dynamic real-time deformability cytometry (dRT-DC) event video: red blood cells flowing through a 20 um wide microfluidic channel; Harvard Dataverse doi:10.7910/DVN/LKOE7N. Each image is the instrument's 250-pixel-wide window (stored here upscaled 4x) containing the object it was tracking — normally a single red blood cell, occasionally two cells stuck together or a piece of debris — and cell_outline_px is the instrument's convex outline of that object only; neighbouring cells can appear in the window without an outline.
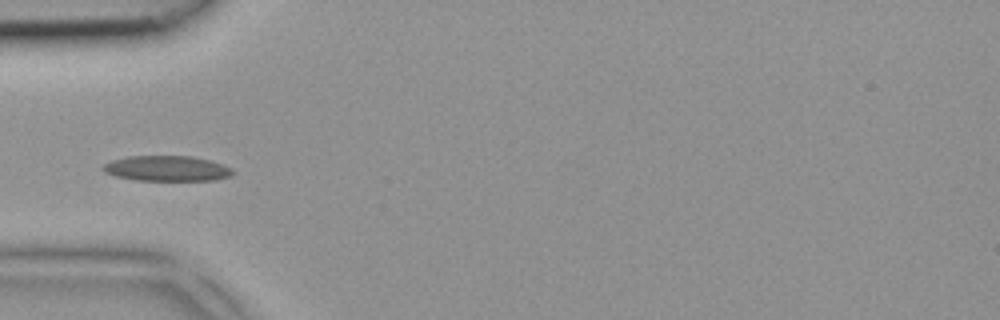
{"species": "common noctule bat (a hibernating species)", "species_latin": "Nyctalus noctula", "temperature_condition": "room temperature", "stored_images_in_passage": 4, "camera_frame_rate_fps": 3000, "um_per_image_px": 0.085, "animal": {"sex": "female", "body_mass_g": 18.4}, "frame": {"image": 1, "passage_image": 4, "time_ms": 1.0, "image_size_px": [1000, 320], "cell_outline_px": [[232, 176], [216, 180], [136, 180], [116, 176], [104, 172], [100, 168], [104, 164], [112, 160], [128, 156], [192, 156], [208, 160], [232, 168]], "centroid_in_image_um": [14.16, 14.32], "position_along_channel_um": 70.8, "area_um2": 19.07}}